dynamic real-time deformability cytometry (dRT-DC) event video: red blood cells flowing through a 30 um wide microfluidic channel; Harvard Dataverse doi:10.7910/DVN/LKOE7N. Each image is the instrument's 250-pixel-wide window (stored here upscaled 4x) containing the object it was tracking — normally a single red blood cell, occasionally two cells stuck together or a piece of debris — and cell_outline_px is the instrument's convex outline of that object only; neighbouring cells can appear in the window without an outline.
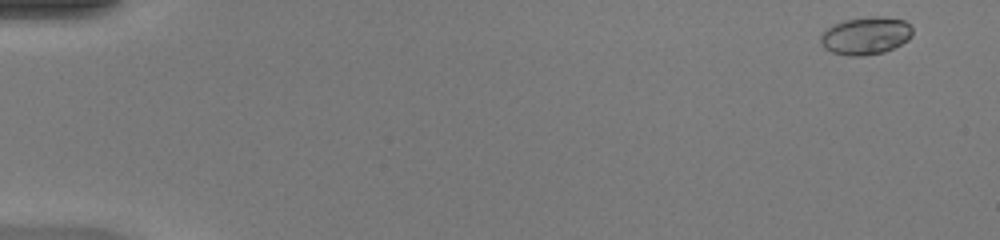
{"species": "common noctule bat (a hibernating species)", "species_latin": "Nyctalus noctula", "temperature_condition": "warm", "stored_images_in_passage": 9, "camera_frame_rate_fps": 3000, "um_per_image_px": 0.085, "animal": {"sex": "female", "body_mass_g": 20.0, "forearm_length_mm": 54.0}, "frame": {"image": 1, "passage_image": 2, "time_ms": 0.333, "image_size_px": [1000, 240], "cell_outline_px": [[912, 36], [908, 40], [884, 52], [864, 56], [848, 56], [832, 52], [824, 48], [820, 44], [820, 36], [828, 28], [844, 20], [872, 16], [884, 16], [904, 20], [912, 28]], "centroid_in_image_um": [73.59, 3.04], "position_along_channel_um": 11.4, "area_um2": 20.17}}